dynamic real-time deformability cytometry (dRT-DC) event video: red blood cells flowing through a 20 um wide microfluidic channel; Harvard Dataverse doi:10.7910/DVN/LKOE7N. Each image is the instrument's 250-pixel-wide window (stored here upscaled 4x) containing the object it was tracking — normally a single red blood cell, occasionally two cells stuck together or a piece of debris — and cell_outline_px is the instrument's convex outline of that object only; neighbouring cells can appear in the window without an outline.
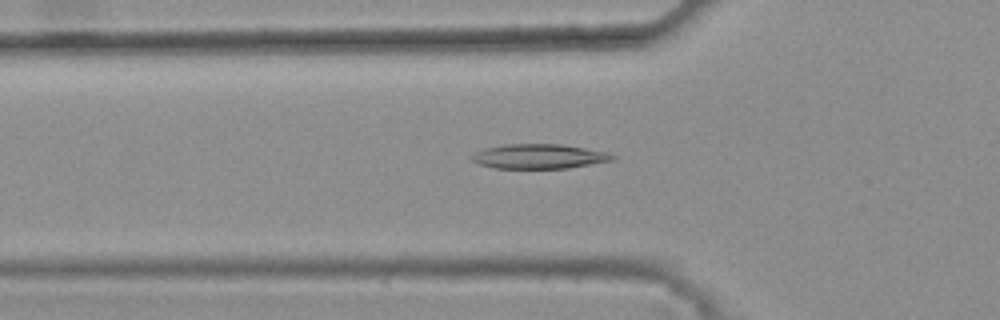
{"species": "common noctule bat (a hibernating species)", "species_latin": "Nyctalus noctula", "temperature_condition": "warm", "stored_images_in_passage": 48, "camera_frame_rate_fps": 3000, "um_per_image_px": 0.085, "animal": {"sex": "female", "body_mass_g": 25.1}, "frame": {"image": 1, "passage_image": 18, "time_ms": 5.667, "image_size_px": [1000, 320], "cell_outline_px": [[616, 156], [612, 160], [568, 168], [496, 168], [480, 164], [472, 160], [472, 156], [476, 152], [484, 148], [504, 144], [564, 144], [608, 152]], "centroid_in_image_um": [45.84, 13.28], "position_along_channel_um": 80.0, "area_um2": 20.06}}
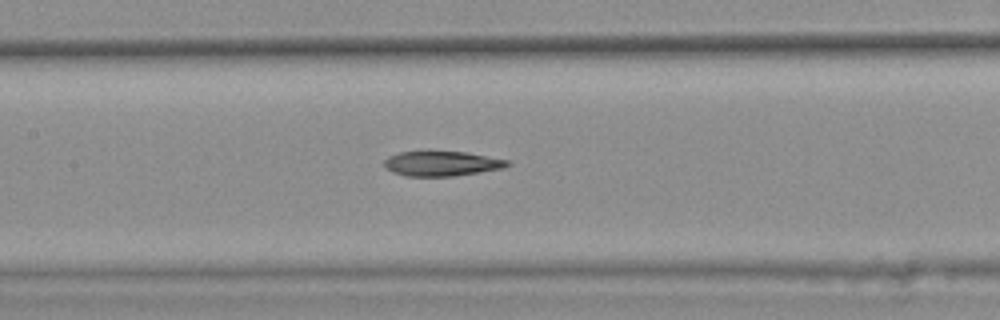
{"frame": {"image": 2, "passage_image": 25, "time_ms": 8.0, "image_size_px": [1000, 320], "cell_outline_px": [[512, 164], [504, 168], [452, 176], [408, 176], [392, 172], [384, 164], [384, 160], [388, 156], [400, 152], [428, 148], [468, 152], [508, 160]], "centroid_in_image_um": [37.53, 13.84], "position_along_channel_um": 169.9, "area_um2": 18.61}}
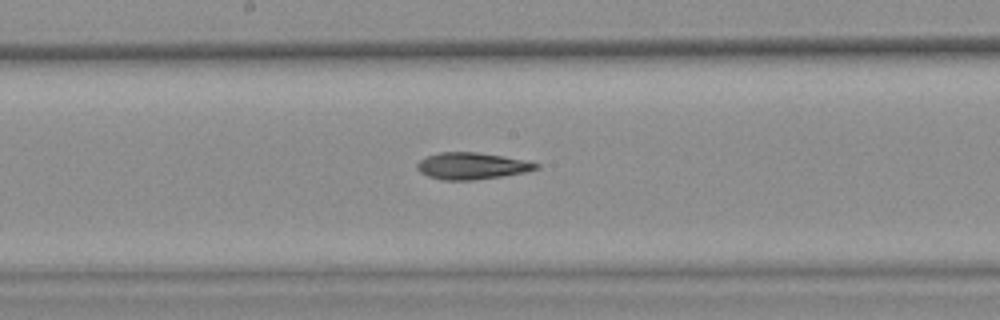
{"frame": {"image": 3, "passage_image": 28, "time_ms": 9.0, "image_size_px": [1000, 320], "cell_outline_px": [[540, 168], [524, 172], [504, 176], [472, 180], [444, 180], [428, 176], [420, 172], [416, 168], [416, 164], [420, 160], [428, 156], [440, 152], [476, 152], [504, 156], [524, 160], [540, 164]], "centroid_in_image_um": [40.11, 14.1], "position_along_channel_um": 208.1, "area_um2": 18.5}}